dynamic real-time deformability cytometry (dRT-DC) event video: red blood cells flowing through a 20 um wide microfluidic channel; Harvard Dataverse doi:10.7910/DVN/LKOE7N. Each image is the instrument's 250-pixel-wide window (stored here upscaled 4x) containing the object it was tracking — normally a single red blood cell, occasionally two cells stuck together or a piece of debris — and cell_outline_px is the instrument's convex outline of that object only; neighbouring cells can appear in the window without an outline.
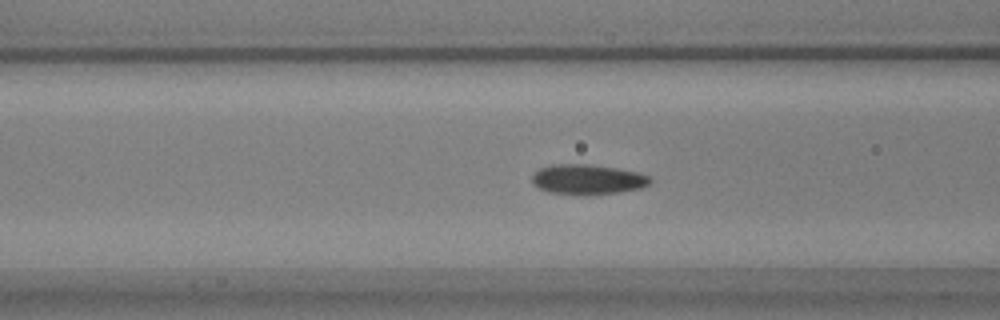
{"species": "common noctule bat (a hibernating species)", "species_latin": "Nyctalus noctula", "temperature_condition": "warm", "stored_images_in_passage": 40, "camera_frame_rate_fps": 3000, "um_per_image_px": 0.085, "animal": {"sex": "male", "body_mass_g": 17.9, "forearm_length_mm": 54.2}, "frame": {"image": 1, "passage_image": 5, "time_ms": 1.333, "image_size_px": [1000, 320], "cell_outline_px": [[652, 180], [648, 184], [640, 188], [616, 192], [548, 192], [532, 184], [532, 176], [540, 168], [552, 164], [588, 164], [616, 168], [640, 172], [648, 176]], "centroid_in_image_um": [49.94, 15.19], "position_along_channel_um": 116.7, "area_um2": 19.77}}
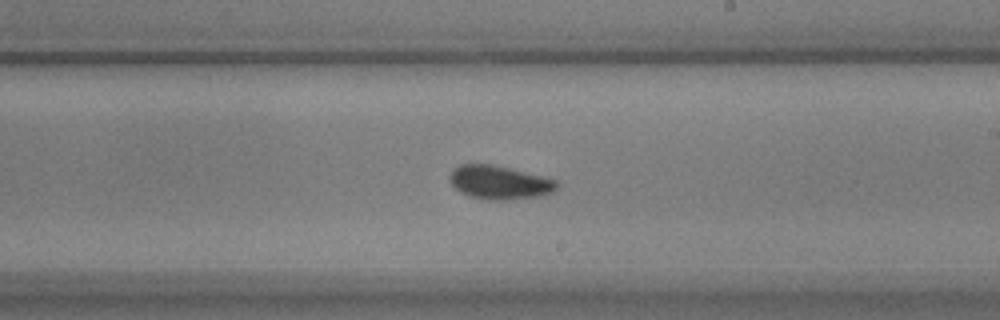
{"frame": {"image": 2, "passage_image": 16, "time_ms": 5.0, "image_size_px": [1000, 320], "cell_outline_px": [[560, 184], [552, 192], [540, 196], [504, 200], [488, 200], [468, 196], [460, 192], [452, 184], [448, 176], [460, 164], [492, 164], [544, 176], [556, 180]], "centroid_in_image_um": [42.47, 15.51], "position_along_channel_um": 246.5, "area_um2": 20.98}}
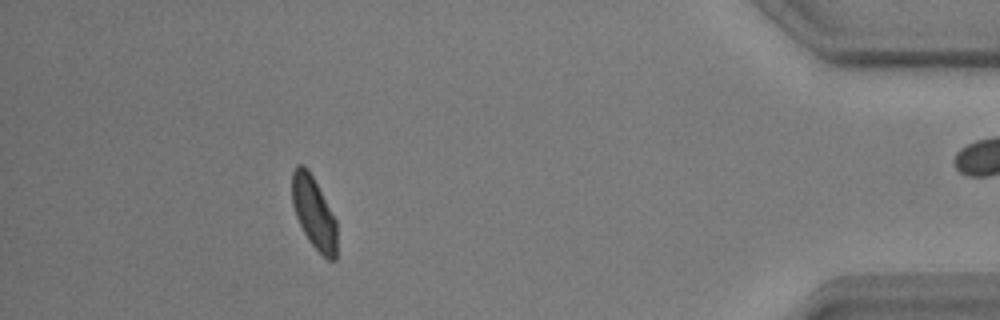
{"frame": {"image": 3, "passage_image": 34, "time_ms": 11.0, "image_size_px": [1000, 320], "cell_outline_px": [[336, 260], [328, 260], [308, 240], [296, 216], [292, 204], [292, 172], [296, 164], [304, 164], [308, 168], [336, 220]], "centroid_in_image_um": [26.66, 18.05], "position_along_channel_um": 408.5, "area_um2": 18.61}, "authors_computed_cell_mechanics": {"area_um2": 20.1433, "velocity_mm_per_s": 3.5476, "shape_relaxation_time_tau1_ms": 2.7712, "shape_relaxation_time_tau2_ms": 1.1841, "deformation_change_tau1": 0.0963, "deformation_change_tau2": 0.0486}}